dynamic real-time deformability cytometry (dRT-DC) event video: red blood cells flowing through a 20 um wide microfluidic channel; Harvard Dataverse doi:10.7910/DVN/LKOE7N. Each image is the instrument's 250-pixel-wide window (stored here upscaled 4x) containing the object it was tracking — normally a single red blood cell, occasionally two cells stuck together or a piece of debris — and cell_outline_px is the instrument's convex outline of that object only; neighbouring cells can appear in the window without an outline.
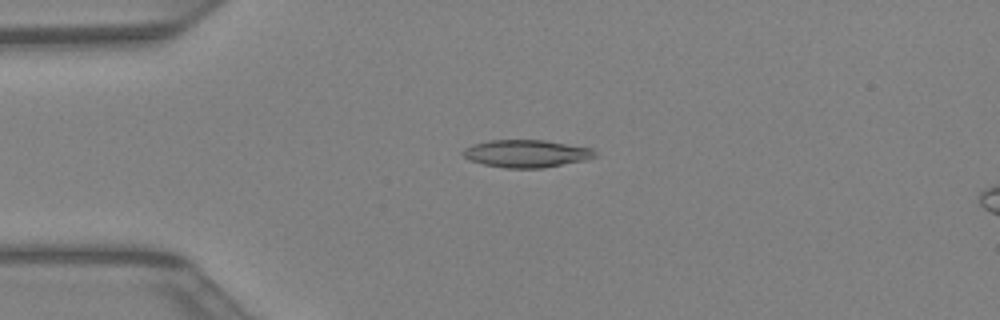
{"species": "Egyptian fruit bat (a non-hibernating species)", "species_latin": "Rousettus aegyptiacus", "temperature_condition": "warm", "stored_images_in_passage": 23, "camera_frame_rate_fps": 3000, "um_per_image_px": 0.085, "animal": {"sex": "female"}, "frame": {"image": 1, "passage_image": 10, "time_ms": 3.0, "image_size_px": [1000, 320], "cell_outline_px": [[596, 156], [588, 160], [544, 168], [504, 168], [484, 164], [472, 160], [464, 156], [460, 152], [464, 148], [472, 144], [488, 140], [544, 140], [592, 148], [596, 152]], "centroid_in_image_um": [44.76, 13.05], "position_along_channel_um": 40.2, "area_um2": 21.33}}
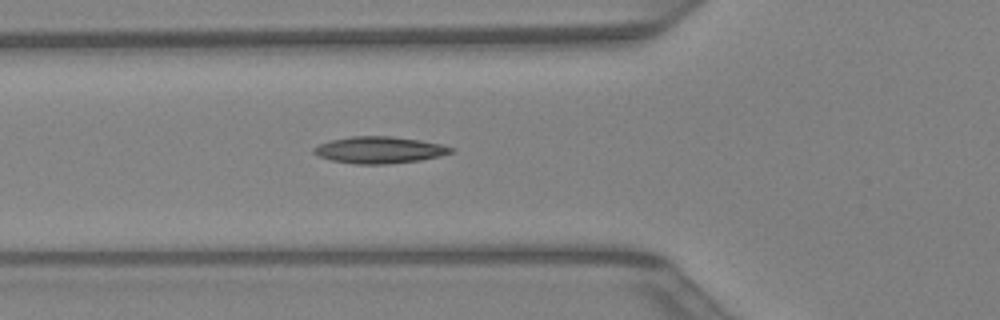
{"frame": {"image": 2, "passage_image": 15, "time_ms": 4.667, "image_size_px": [1000, 320], "cell_outline_px": [[456, 148], [452, 152], [440, 156], [420, 160], [388, 164], [356, 164], [332, 160], [320, 156], [312, 152], [312, 148], [328, 140], [352, 136], [392, 136], [420, 140], [440, 144]], "centroid_in_image_um": [32.25, 12.74], "position_along_channel_um": 93.6, "area_um2": 21.39}}
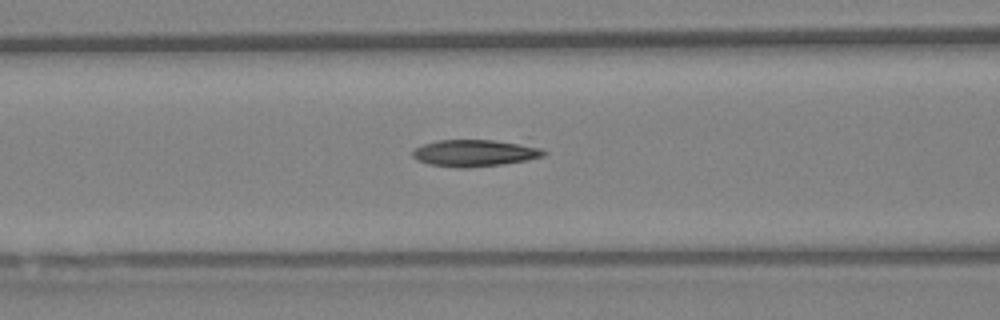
{"frame": {"image": 3, "passage_image": 17, "time_ms": 5.333, "image_size_px": [1000, 320], "cell_outline_px": [[548, 152], [544, 156], [528, 160], [504, 164], [468, 168], [456, 168], [428, 164], [416, 160], [412, 156], [412, 152], [416, 148], [424, 144], [440, 140], [492, 140], [540, 148]], "centroid_in_image_um": [40.31, 13.03], "position_along_channel_um": 126.3, "area_um2": 20.35}}